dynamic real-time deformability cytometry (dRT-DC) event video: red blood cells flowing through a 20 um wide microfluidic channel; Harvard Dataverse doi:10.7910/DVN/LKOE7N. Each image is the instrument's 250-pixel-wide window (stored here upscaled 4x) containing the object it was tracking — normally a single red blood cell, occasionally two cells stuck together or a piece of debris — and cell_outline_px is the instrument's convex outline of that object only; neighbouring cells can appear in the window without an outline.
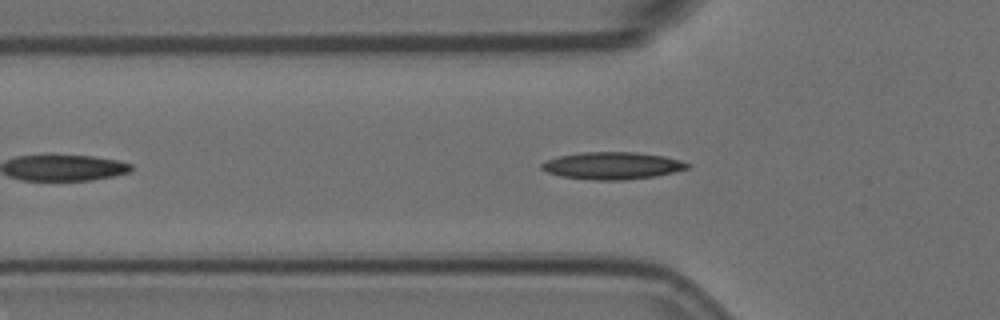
{"species": "Egyptian fruit bat (a non-hibernating species)", "species_latin": "Rousettus aegyptiacus", "temperature_condition": "room temperature", "stored_images_in_passage": 25, "camera_frame_rate_fps": 3000, "um_per_image_px": 0.085, "animal": {"sex": "female"}, "frame": {"image": 1, "passage_image": 8, "time_ms": 2.333, "image_size_px": [1000, 320], "cell_outline_px": [[692, 168], [656, 176], [624, 180], [596, 180], [560, 176], [548, 172], [540, 168], [540, 164], [556, 156], [580, 152], [636, 152], [664, 156], [680, 160], [692, 164]], "centroid_in_image_um": [52.08, 14.07], "position_along_channel_um": 73.7, "area_um2": 23.35}}
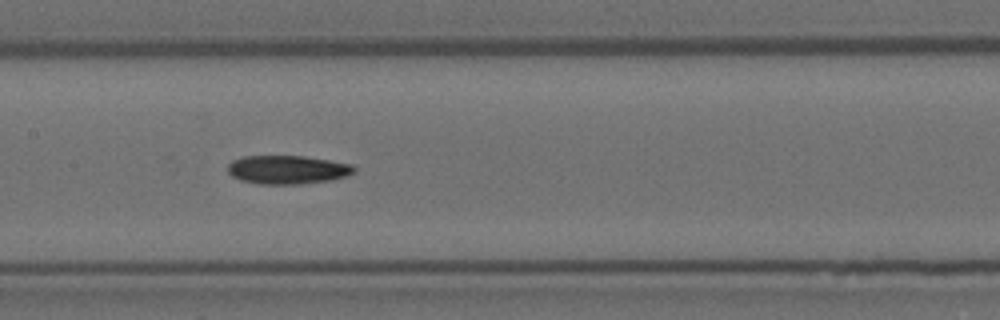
{"frame": {"image": 2, "passage_image": 17, "time_ms": 5.333, "image_size_px": [1000, 320], "cell_outline_px": [[356, 172], [348, 176], [332, 180], [300, 184], [256, 184], [240, 180], [232, 176], [228, 172], [228, 164], [232, 160], [244, 156], [304, 156], [352, 164], [356, 168]], "centroid_in_image_um": [24.45, 14.43], "position_along_channel_um": 182.9, "area_um2": 21.27}}
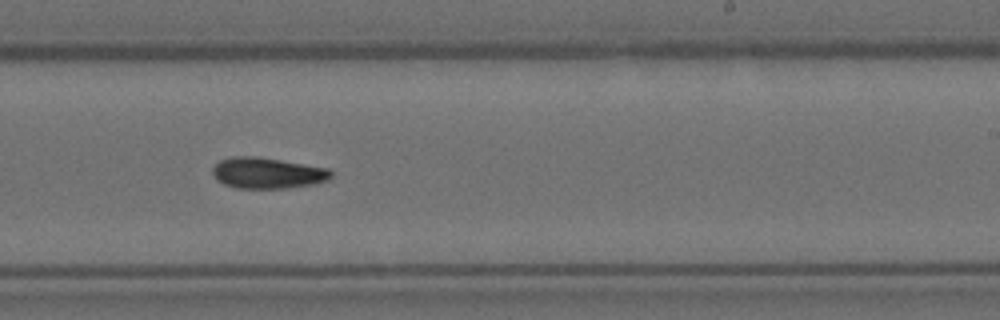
{"frame": {"image": 3, "passage_image": 24, "time_ms": 7.667, "image_size_px": [1000, 320], "cell_outline_px": [[332, 176], [328, 180], [312, 184], [284, 188], [236, 188], [224, 184], [216, 180], [212, 172], [212, 168], [220, 160], [232, 156], [256, 156], [328, 168], [332, 172]], "centroid_in_image_um": [22.7, 14.7], "position_along_channel_um": 266.3, "area_um2": 21.33}}